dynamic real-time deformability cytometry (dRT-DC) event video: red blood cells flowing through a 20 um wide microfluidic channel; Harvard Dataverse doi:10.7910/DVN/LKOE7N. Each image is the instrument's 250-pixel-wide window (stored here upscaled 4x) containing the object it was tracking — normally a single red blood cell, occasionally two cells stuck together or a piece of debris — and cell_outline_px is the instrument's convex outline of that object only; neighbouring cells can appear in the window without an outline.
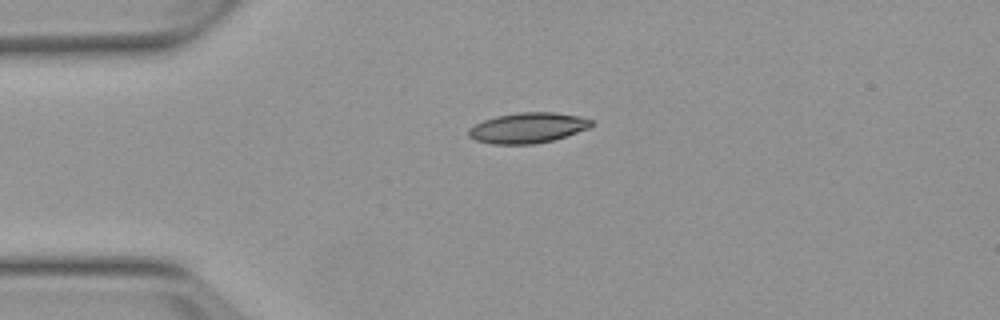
{"species": "Egyptian fruit bat (a non-hibernating species)", "species_latin": "Rousettus aegyptiacus", "temperature_condition": "warm", "stored_images_in_passage": 4, "camera_frame_rate_fps": 3000, "um_per_image_px": 0.085, "animal": {"sex": "female"}, "frame": {"image": 1, "passage_image": 4, "time_ms": 3.667, "image_size_px": [1000, 320], "cell_outline_px": [[592, 124], [588, 128], [552, 140], [536, 144], [492, 144], [476, 140], [468, 136], [468, 128], [484, 120], [496, 116], [516, 112], [556, 112], [580, 116], [592, 120]], "centroid_in_image_um": [44.83, 10.86], "position_along_channel_um": 40.2, "area_um2": 21.68}}